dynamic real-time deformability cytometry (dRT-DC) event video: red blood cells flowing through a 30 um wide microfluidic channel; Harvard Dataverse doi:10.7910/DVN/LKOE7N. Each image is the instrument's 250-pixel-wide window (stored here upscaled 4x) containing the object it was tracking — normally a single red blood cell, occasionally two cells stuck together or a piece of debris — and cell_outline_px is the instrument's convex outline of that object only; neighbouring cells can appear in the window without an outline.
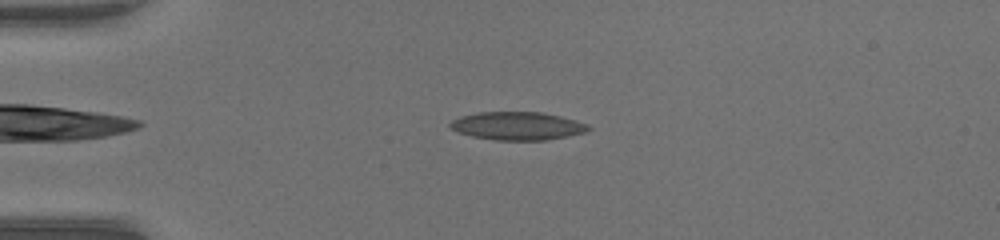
{"species": "common noctule bat (a hibernating species)", "species_latin": "Nyctalus noctula", "temperature_condition": "warm", "stored_images_in_passage": 48, "camera_frame_rate_fps": 3000, "um_per_image_px": 0.085, "animal": {"sex": "female", "body_mass_g": 17.0, "forearm_length_mm": 48.0}, "frame": {"image": 1, "passage_image": 10, "time_ms": 3.0, "image_size_px": [1000, 240], "cell_outline_px": [[592, 128], [584, 132], [568, 136], [544, 140], [496, 140], [472, 136], [456, 132], [448, 124], [452, 120], [460, 116], [476, 112], [544, 112], [576, 120], [588, 124]], "centroid_in_image_um": [43.97, 10.69], "position_along_channel_um": 41.0, "area_um2": 22.72}}
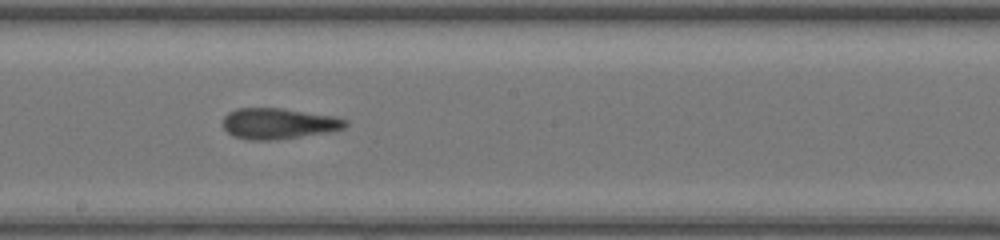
{"frame": {"image": 2, "passage_image": 26, "time_ms": 8.333, "image_size_px": [1000, 240], "cell_outline_px": [[348, 124], [344, 128], [328, 132], [272, 140], [248, 140], [232, 136], [224, 128], [224, 116], [228, 112], [236, 108], [284, 108], [332, 116], [348, 120]], "centroid_in_image_um": [23.65, 10.5], "position_along_channel_um": 224.5, "area_um2": 21.96}}
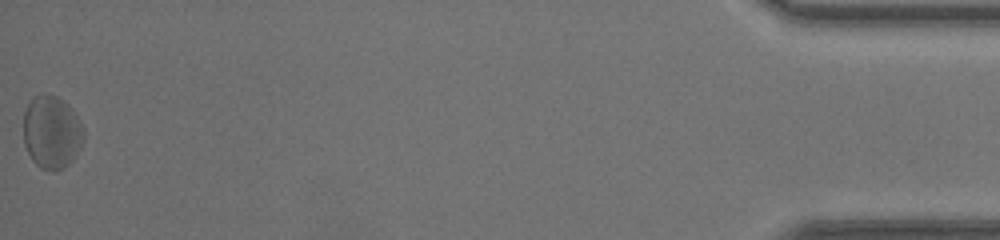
{"frame": {"image": 3, "passage_image": 48, "time_ms": 15.667, "image_size_px": [1000, 240], "cell_outline_px": [[84, 136], [80, 148], [76, 156], [64, 168], [52, 172], [40, 168], [32, 160], [24, 144], [24, 108], [32, 96], [44, 92], [56, 96], [68, 104], [72, 108], [84, 128]], "centroid_in_image_um": [4.39, 11.21], "position_along_channel_um": 430.8, "area_um2": 26.13}, "authors_computed_cell_mechanics": {"area_um2": 22.4264, "velocity_mm_per_s": 4.1184, "shape_relaxation_time_tau1_ms": 4.0006, "shape_relaxation_time_tau2_ms": 2.5633, "deformation_change_tau1": 0.1276, "deformation_change_tau2": 0.1184}}